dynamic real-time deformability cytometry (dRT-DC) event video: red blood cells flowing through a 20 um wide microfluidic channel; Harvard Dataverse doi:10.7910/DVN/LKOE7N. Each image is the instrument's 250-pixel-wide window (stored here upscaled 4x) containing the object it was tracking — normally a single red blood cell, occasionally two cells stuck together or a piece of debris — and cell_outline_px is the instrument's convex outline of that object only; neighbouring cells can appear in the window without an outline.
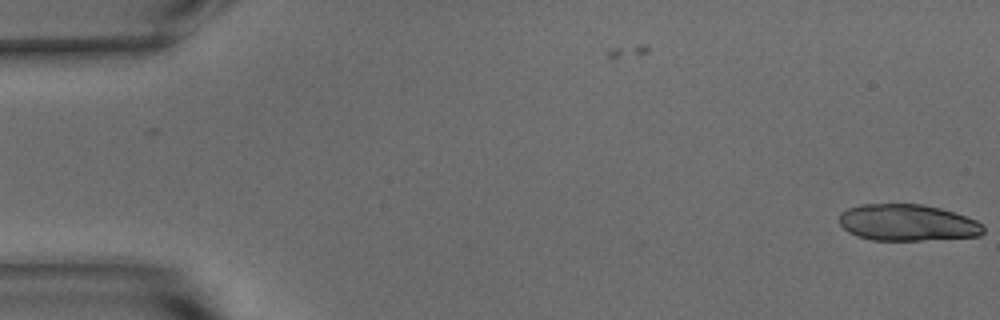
{"species": "common noctule bat (a hibernating species)", "species_latin": "Nyctalus noctula", "temperature_condition": "warm", "stored_images_in_passage": 4, "camera_frame_rate_fps": 3000, "um_per_image_px": 0.085, "animal": {"sex": "male", "body_mass_g": 15.6}, "frame": {"image": 1, "passage_image": 4, "time_ms": 1.0, "image_size_px": [1000, 320], "cell_outline_px": [[984, 232], [980, 236], [920, 240], [872, 240], [856, 236], [848, 232], [840, 224], [840, 212], [848, 208], [860, 204], [920, 204], [940, 208], [976, 220], [984, 224]], "centroid_in_image_um": [77.12, 18.93], "position_along_channel_um": 7.9, "area_um2": 30.69}}